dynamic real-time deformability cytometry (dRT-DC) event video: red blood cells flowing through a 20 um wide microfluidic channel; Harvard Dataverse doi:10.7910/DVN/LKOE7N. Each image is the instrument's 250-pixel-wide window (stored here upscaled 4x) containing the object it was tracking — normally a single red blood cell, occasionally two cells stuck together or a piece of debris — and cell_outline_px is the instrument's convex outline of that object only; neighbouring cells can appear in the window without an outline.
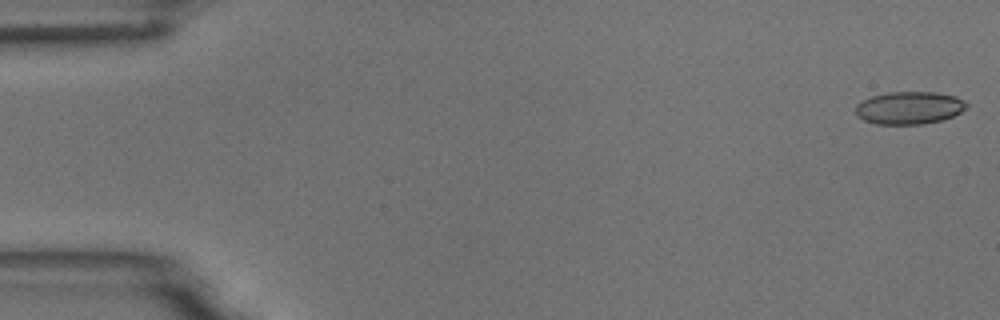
{"species": "common noctule bat (a hibernating species)", "species_latin": "Nyctalus noctula", "temperature_condition": "room temperature", "stored_images_in_passage": 17, "camera_frame_rate_fps": 3000, "um_per_image_px": 0.085, "animal": {"sex": "male", "body_mass_g": 18.8}, "frame": {"image": 1, "passage_image": 1, "time_ms": 0.0, "image_size_px": [1000, 320], "cell_outline_px": [[968, 108], [952, 116], [940, 120], [920, 124], [876, 124], [864, 120], [856, 116], [856, 104], [872, 96], [888, 92], [936, 92], [956, 96], [968, 104]], "centroid_in_image_um": [77.28, 9.16], "position_along_channel_um": 7.7, "area_um2": 21.04}}
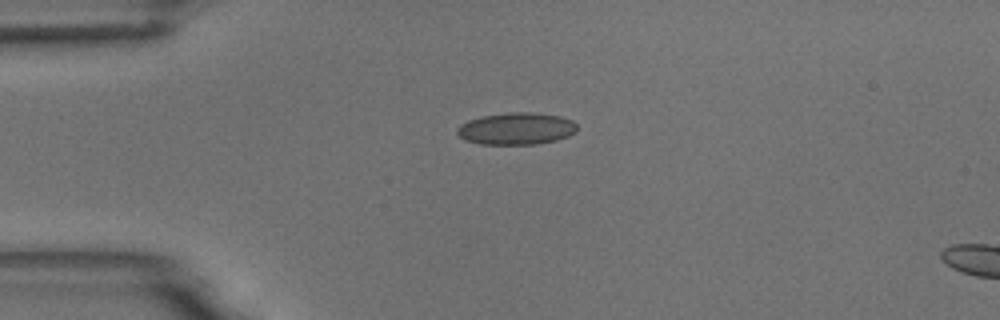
{"frame": {"image": 2, "passage_image": 13, "time_ms": 4.0, "image_size_px": [1000, 320], "cell_outline_px": [[576, 132], [568, 136], [556, 140], [536, 144], [480, 144], [464, 140], [456, 132], [456, 128], [460, 124], [468, 120], [480, 116], [512, 112], [532, 112], [560, 116], [572, 120], [576, 124]], "centroid_in_image_um": [43.86, 10.93], "position_along_channel_um": 41.1, "area_um2": 22.48}}